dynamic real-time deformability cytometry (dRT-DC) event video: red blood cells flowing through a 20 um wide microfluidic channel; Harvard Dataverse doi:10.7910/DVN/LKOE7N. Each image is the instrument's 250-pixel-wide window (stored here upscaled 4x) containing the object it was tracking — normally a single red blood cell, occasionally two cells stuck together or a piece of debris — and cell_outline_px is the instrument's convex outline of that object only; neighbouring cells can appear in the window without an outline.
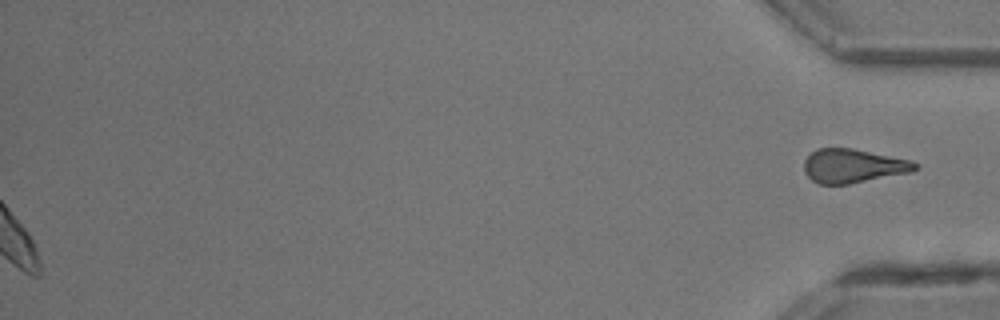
{"species": "common noctule bat (a hibernating species)", "species_latin": "Nyctalus noctula", "temperature_condition": "room temperature", "stored_images_in_passage": 34, "segment_of_instrument_passage": [2, 2], "camera_frame_rate_fps": 3000, "um_per_image_px": 0.085, "animal": {"sex": "male", "body_mass_g": 13.3}, "frame": {"image": 1, "passage_image": 34, "time_ms": 11.0, "image_size_px": [1000, 320], "cell_outline_px": [[920, 168], [912, 172], [848, 184], [816, 184], [804, 172], [804, 160], [816, 148], [852, 148], [912, 160], [920, 164]], "centroid_in_image_um": [72.54, 14.1], "position_along_channel_um": 362.7, "area_um2": 22.14}}